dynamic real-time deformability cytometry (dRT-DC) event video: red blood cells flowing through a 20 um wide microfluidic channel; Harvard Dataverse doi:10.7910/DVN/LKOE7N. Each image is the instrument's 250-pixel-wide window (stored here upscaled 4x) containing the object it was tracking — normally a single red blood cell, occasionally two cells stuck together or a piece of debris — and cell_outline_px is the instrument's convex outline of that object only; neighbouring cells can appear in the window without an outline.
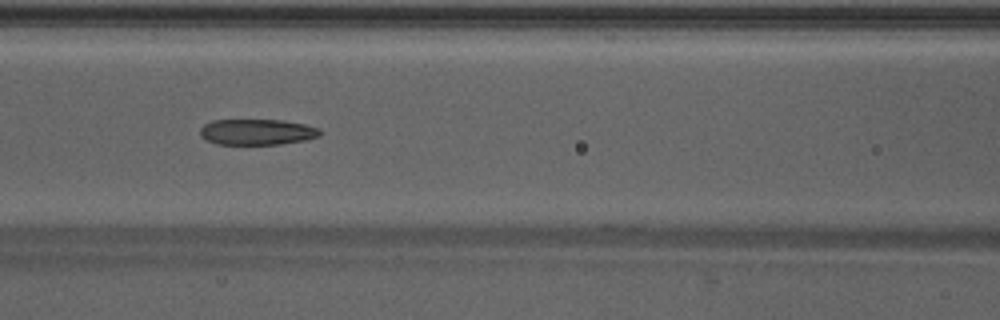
{"species": "Egyptian fruit bat (a non-hibernating species)", "species_latin": "Rousettus aegyptiacus", "temperature_condition": "warm", "stored_images_in_passage": 37, "camera_frame_rate_fps": 3000, "um_per_image_px": 0.085, "animal": {"sex": "male"}, "frame": {"image": 1, "passage_image": 10, "time_ms": 3.0, "image_size_px": [1000, 320], "cell_outline_px": [[320, 136], [304, 140], [280, 144], [216, 144], [200, 136], [200, 128], [204, 124], [212, 120], [280, 120], [304, 124], [320, 128]], "centroid_in_image_um": [21.83, 11.21], "position_along_channel_um": 144.8, "area_um2": 17.98}}
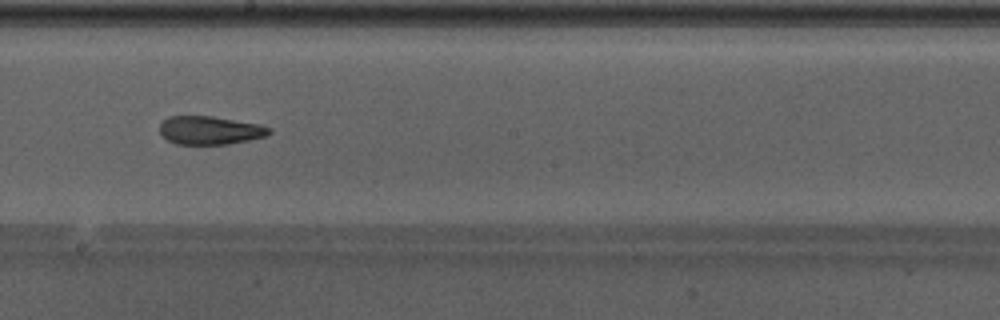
{"frame": {"image": 2, "passage_image": 16, "time_ms": 5.0, "image_size_px": [1000, 320], "cell_outline_px": [[272, 132], [264, 136], [248, 140], [228, 144], [176, 144], [160, 136], [160, 124], [168, 116], [212, 116], [260, 124], [272, 128]], "centroid_in_image_um": [17.83, 11.07], "position_along_channel_um": 230.4, "area_um2": 18.15}}
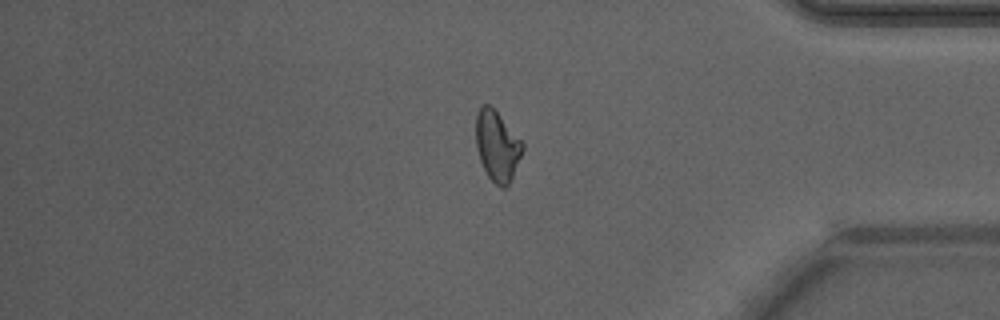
{"frame": {"image": 3, "passage_image": 29, "time_ms": 9.333, "image_size_px": [1000, 320], "cell_outline_px": [[524, 148], [512, 176], [508, 184], [504, 188], [500, 188], [488, 176], [480, 160], [476, 148], [476, 116], [480, 104], [488, 104], [500, 116], [524, 144]], "centroid_in_image_um": [42.23, 12.4], "position_along_channel_um": 393.0, "area_um2": 18.73}, "authors_computed_cell_mechanics": {"area_um2": 18.9584, "velocity_mm_per_s": 4.2939, "shape_relaxation_time_tau1_ms": null, "shape_relaxation_time_tau2_ms": 1.1821, "deformation_change_tau1": null, "deformation_change_tau2": 0.0825}}